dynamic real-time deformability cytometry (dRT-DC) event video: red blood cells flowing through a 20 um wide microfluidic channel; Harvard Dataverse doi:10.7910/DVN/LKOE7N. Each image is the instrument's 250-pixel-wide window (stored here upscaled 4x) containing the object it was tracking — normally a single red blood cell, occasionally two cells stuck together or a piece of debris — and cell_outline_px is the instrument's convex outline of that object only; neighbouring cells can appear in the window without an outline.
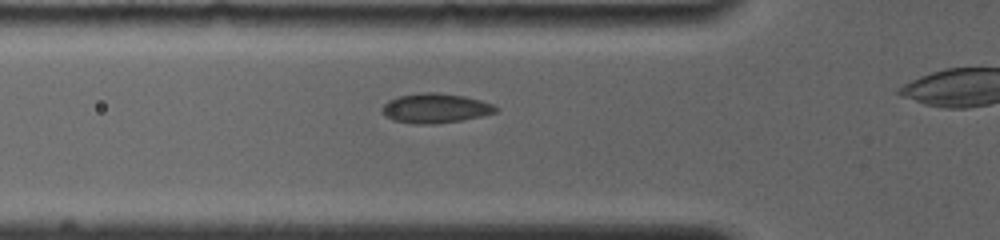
{"species": "common noctule bat (a hibernating species)", "species_latin": "Nyctalus noctula", "temperature_condition": "room temperature", "stored_images_in_passage": 24, "camera_frame_rate_fps": 4000, "um_per_image_px": 0.085, "animal": {"sex": "female", "body_mass_g": 19.0, "forearm_length_mm": 56.7}, "frame": {"image": 1, "passage_image": 6, "time_ms": 2.5, "image_size_px": [1000, 240], "cell_outline_px": [[500, 108], [496, 112], [484, 116], [460, 120], [432, 124], [416, 124], [392, 120], [384, 116], [380, 112], [380, 108], [388, 100], [400, 96], [424, 92], [436, 92], [464, 96], [480, 100], [492, 104]], "centroid_in_image_um": [36.98, 9.2], "position_along_channel_um": 88.8, "area_um2": 19.71}}
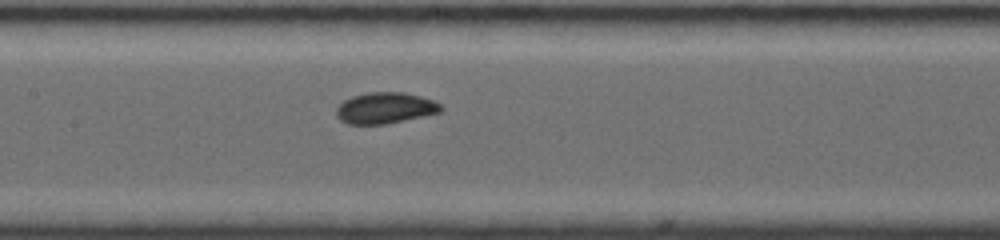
{"frame": {"image": 2, "passage_image": 13, "time_ms": 4.75, "image_size_px": [1000, 240], "cell_outline_px": [[444, 108], [440, 112], [388, 124], [348, 124], [340, 120], [336, 116], [336, 108], [344, 100], [352, 96], [368, 92], [404, 92], [420, 96], [432, 100], [440, 104]], "centroid_in_image_um": [32.72, 9.18], "position_along_channel_um": 174.7, "area_um2": 19.02}}
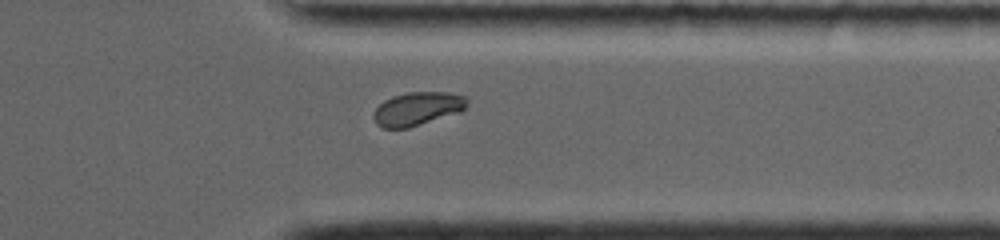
{"frame": {"image": 3, "passage_image": 23, "time_ms": 10.0, "image_size_px": [1000, 240], "cell_outline_px": [[468, 104], [460, 112], [408, 128], [384, 128], [376, 124], [372, 116], [372, 112], [384, 100], [392, 96], [408, 92], [448, 92], [468, 96]], "centroid_in_image_um": [35.48, 9.23], "position_along_channel_um": 375.9, "area_um2": 18.38}}